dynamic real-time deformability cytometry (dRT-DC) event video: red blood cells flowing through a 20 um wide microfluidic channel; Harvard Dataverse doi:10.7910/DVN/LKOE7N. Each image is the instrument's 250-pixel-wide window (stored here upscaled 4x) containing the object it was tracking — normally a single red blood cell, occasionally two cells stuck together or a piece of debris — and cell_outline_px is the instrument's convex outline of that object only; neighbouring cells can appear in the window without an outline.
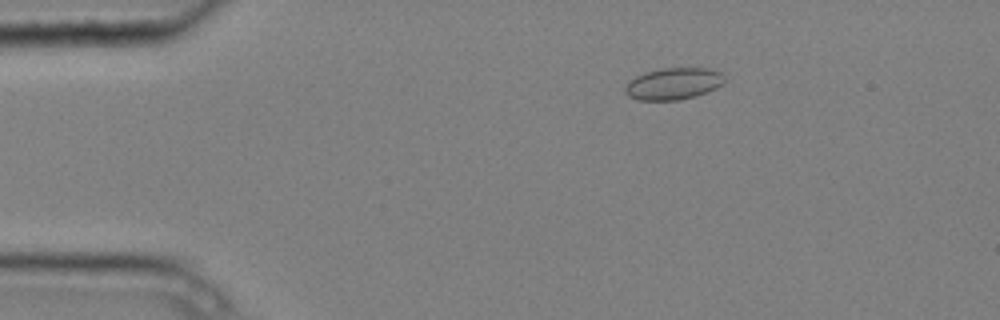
{"species": "common noctule bat (a hibernating species)", "species_latin": "Nyctalus noctula", "temperature_condition": "cold", "stored_images_in_passage": 3, "camera_frame_rate_fps": 3000, "um_per_image_px": 0.085, "animal": {"sex": "male", "body_mass_g": 20.4}, "frame": {"image": 1, "passage_image": 1, "time_ms": 0.0, "image_size_px": [1000, 320], "cell_outline_px": [[724, 84], [708, 92], [696, 96], [680, 100], [640, 100], [628, 96], [624, 92], [624, 88], [628, 80], [644, 72], [660, 68], [708, 68], [720, 72], [724, 76]], "centroid_in_image_um": [57.23, 7.11], "position_along_channel_um": 27.8, "area_um2": 18.67}}
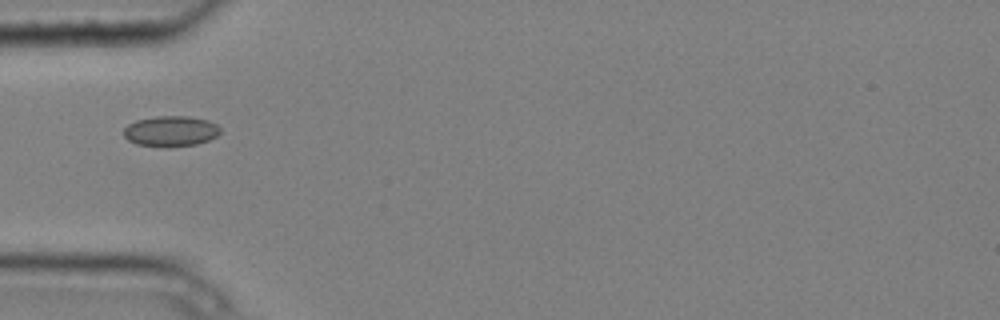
{"frame": {"image": 2, "passage_image": 3, "time_ms": 0.667, "image_size_px": [1000, 320], "cell_outline_px": [[220, 132], [216, 136], [208, 140], [196, 144], [168, 148], [164, 148], [136, 144], [128, 140], [124, 136], [124, 128], [128, 124], [136, 120], [156, 116], [188, 116], [208, 120], [216, 124], [220, 128]], "centroid_in_image_um": [14.49, 11.16], "position_along_channel_um": 70.5, "area_um2": 17.4}}